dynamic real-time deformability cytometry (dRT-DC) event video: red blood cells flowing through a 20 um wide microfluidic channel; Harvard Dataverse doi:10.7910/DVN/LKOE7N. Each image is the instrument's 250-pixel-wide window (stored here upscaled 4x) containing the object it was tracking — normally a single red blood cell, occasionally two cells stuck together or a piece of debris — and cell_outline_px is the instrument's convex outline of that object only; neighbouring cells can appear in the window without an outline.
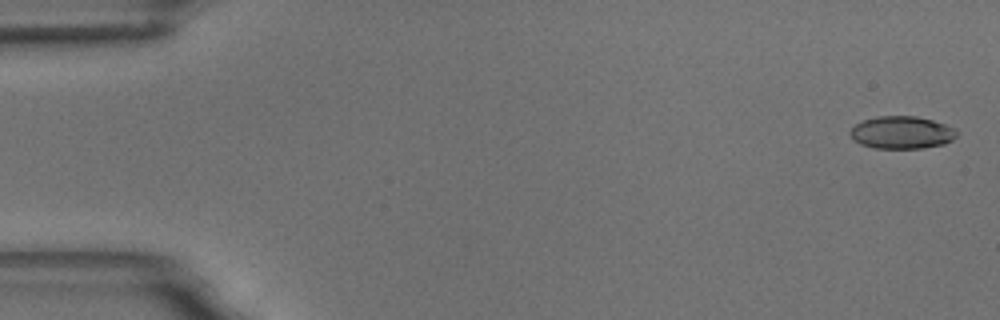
{"species": "common noctule bat (a hibernating species)", "species_latin": "Nyctalus noctula", "temperature_condition": "room temperature", "stored_images_in_passage": 9, "camera_frame_rate_fps": 3000, "um_per_image_px": 0.085, "animal": {"sex": "male", "body_mass_g": 18.8}, "frame": {"image": 1, "passage_image": 1, "time_ms": 0.0, "image_size_px": [1000, 320], "cell_outline_px": [[956, 136], [952, 140], [944, 144], [920, 148], [876, 148], [860, 144], [852, 140], [848, 132], [856, 124], [864, 120], [876, 116], [916, 116], [932, 120], [956, 128]], "centroid_in_image_um": [76.62, 11.26], "position_along_channel_um": 8.4, "area_um2": 20.23}}
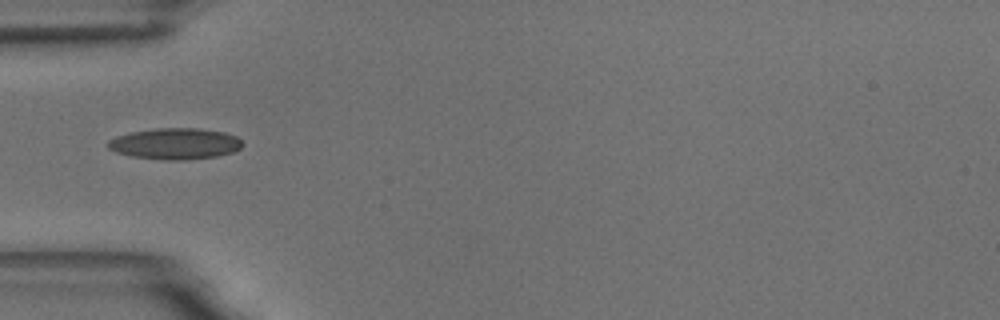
{"frame": {"image": 2, "passage_image": 6, "time_ms": 5.667, "image_size_px": [1000, 320], "cell_outline_px": [[244, 144], [240, 148], [232, 152], [216, 156], [184, 160], [168, 160], [132, 156], [116, 152], [108, 148], [108, 140], [116, 136], [132, 132], [156, 128], [200, 128], [224, 132], [236, 136]], "centroid_in_image_um": [14.89, 12.21], "position_along_channel_um": 70.1, "area_um2": 24.33}}